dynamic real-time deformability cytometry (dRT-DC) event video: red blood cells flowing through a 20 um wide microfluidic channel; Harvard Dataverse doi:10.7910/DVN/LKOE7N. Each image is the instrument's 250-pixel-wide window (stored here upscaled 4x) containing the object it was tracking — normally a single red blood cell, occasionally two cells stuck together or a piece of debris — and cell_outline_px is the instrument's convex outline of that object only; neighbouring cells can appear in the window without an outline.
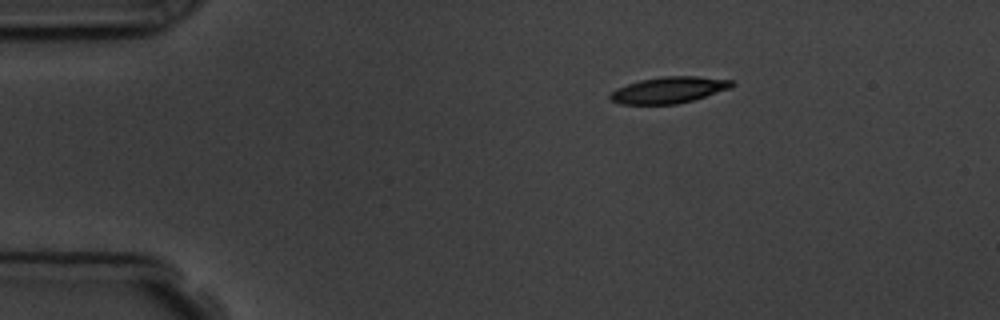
{"species": "common noctule bat (a hibernating species)", "species_latin": "Nyctalus noctula", "temperature_condition": "room temperature", "stored_images_in_passage": 3, "camera_frame_rate_fps": 3000, "um_per_image_px": 0.085, "animal": {"sex": "male", "body_mass_g": 19.5, "forearm_length_mm": 54.6}, "frame": {"image": 1, "passage_image": 1, "time_ms": 0.0, "image_size_px": [1000, 320], "cell_outline_px": [[736, 84], [732, 88], [692, 100], [676, 104], [620, 104], [612, 100], [608, 96], [616, 88], [640, 80], [660, 76], [696, 76], [732, 80]], "centroid_in_image_um": [56.87, 7.64], "position_along_channel_um": 28.1, "area_um2": 18.67}}